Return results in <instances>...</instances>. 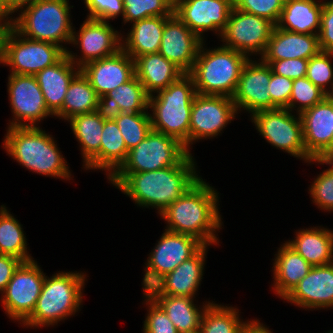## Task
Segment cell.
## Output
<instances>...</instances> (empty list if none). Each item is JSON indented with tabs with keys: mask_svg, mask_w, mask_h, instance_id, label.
Wrapping results in <instances>:
<instances>
[{
	"mask_svg": "<svg viewBox=\"0 0 333 333\" xmlns=\"http://www.w3.org/2000/svg\"><path fill=\"white\" fill-rule=\"evenodd\" d=\"M195 153L177 165L139 173H114L107 181L140 209H155L159 216L201 177Z\"/></svg>",
	"mask_w": 333,
	"mask_h": 333,
	"instance_id": "1",
	"label": "cell"
},
{
	"mask_svg": "<svg viewBox=\"0 0 333 333\" xmlns=\"http://www.w3.org/2000/svg\"><path fill=\"white\" fill-rule=\"evenodd\" d=\"M220 192L201 177L160 215L165 230L196 237L204 245L220 246L218 233L224 229L220 214Z\"/></svg>",
	"mask_w": 333,
	"mask_h": 333,
	"instance_id": "2",
	"label": "cell"
},
{
	"mask_svg": "<svg viewBox=\"0 0 333 333\" xmlns=\"http://www.w3.org/2000/svg\"><path fill=\"white\" fill-rule=\"evenodd\" d=\"M0 145L11 159L29 173L64 181L73 179L74 173L63 156L55 135L42 127H5ZM73 173V174H72Z\"/></svg>",
	"mask_w": 333,
	"mask_h": 333,
	"instance_id": "3",
	"label": "cell"
},
{
	"mask_svg": "<svg viewBox=\"0 0 333 333\" xmlns=\"http://www.w3.org/2000/svg\"><path fill=\"white\" fill-rule=\"evenodd\" d=\"M87 277L89 275L81 270H62L52 276L46 275L36 307L21 327L48 329L77 316L82 311Z\"/></svg>",
	"mask_w": 333,
	"mask_h": 333,
	"instance_id": "4",
	"label": "cell"
},
{
	"mask_svg": "<svg viewBox=\"0 0 333 333\" xmlns=\"http://www.w3.org/2000/svg\"><path fill=\"white\" fill-rule=\"evenodd\" d=\"M201 44L192 70L196 94L222 95L232 98L244 65L250 59L247 55L222 46L220 43L208 47Z\"/></svg>",
	"mask_w": 333,
	"mask_h": 333,
	"instance_id": "5",
	"label": "cell"
},
{
	"mask_svg": "<svg viewBox=\"0 0 333 333\" xmlns=\"http://www.w3.org/2000/svg\"><path fill=\"white\" fill-rule=\"evenodd\" d=\"M195 95L193 78L185 73L148 99L152 129L177 139L188 152L190 115Z\"/></svg>",
	"mask_w": 333,
	"mask_h": 333,
	"instance_id": "6",
	"label": "cell"
},
{
	"mask_svg": "<svg viewBox=\"0 0 333 333\" xmlns=\"http://www.w3.org/2000/svg\"><path fill=\"white\" fill-rule=\"evenodd\" d=\"M69 0H37L22 9L13 20V28L23 37L49 42L68 50L73 20Z\"/></svg>",
	"mask_w": 333,
	"mask_h": 333,
	"instance_id": "7",
	"label": "cell"
},
{
	"mask_svg": "<svg viewBox=\"0 0 333 333\" xmlns=\"http://www.w3.org/2000/svg\"><path fill=\"white\" fill-rule=\"evenodd\" d=\"M248 120L255 126L253 128L259 136L273 148L305 164L312 160L305 150L300 114L287 108H276L255 112Z\"/></svg>",
	"mask_w": 333,
	"mask_h": 333,
	"instance_id": "8",
	"label": "cell"
},
{
	"mask_svg": "<svg viewBox=\"0 0 333 333\" xmlns=\"http://www.w3.org/2000/svg\"><path fill=\"white\" fill-rule=\"evenodd\" d=\"M36 260L22 262L0 294L4 314L20 326L34 311L47 274Z\"/></svg>",
	"mask_w": 333,
	"mask_h": 333,
	"instance_id": "9",
	"label": "cell"
},
{
	"mask_svg": "<svg viewBox=\"0 0 333 333\" xmlns=\"http://www.w3.org/2000/svg\"><path fill=\"white\" fill-rule=\"evenodd\" d=\"M143 265L142 292L194 256L204 244L196 237L163 230Z\"/></svg>",
	"mask_w": 333,
	"mask_h": 333,
	"instance_id": "10",
	"label": "cell"
},
{
	"mask_svg": "<svg viewBox=\"0 0 333 333\" xmlns=\"http://www.w3.org/2000/svg\"><path fill=\"white\" fill-rule=\"evenodd\" d=\"M121 33L122 30L114 28L111 22L85 17L78 30L75 25L73 27L69 46L76 52L69 47L66 55L79 68L112 56L122 49Z\"/></svg>",
	"mask_w": 333,
	"mask_h": 333,
	"instance_id": "11",
	"label": "cell"
},
{
	"mask_svg": "<svg viewBox=\"0 0 333 333\" xmlns=\"http://www.w3.org/2000/svg\"><path fill=\"white\" fill-rule=\"evenodd\" d=\"M238 114L232 98L222 95L194 96L190 115L189 153L194 143L218 138L224 133L228 124L234 122Z\"/></svg>",
	"mask_w": 333,
	"mask_h": 333,
	"instance_id": "12",
	"label": "cell"
},
{
	"mask_svg": "<svg viewBox=\"0 0 333 333\" xmlns=\"http://www.w3.org/2000/svg\"><path fill=\"white\" fill-rule=\"evenodd\" d=\"M7 78V97L12 113L7 127H41L48 117L55 119L47 108L35 75L8 73Z\"/></svg>",
	"mask_w": 333,
	"mask_h": 333,
	"instance_id": "13",
	"label": "cell"
},
{
	"mask_svg": "<svg viewBox=\"0 0 333 333\" xmlns=\"http://www.w3.org/2000/svg\"><path fill=\"white\" fill-rule=\"evenodd\" d=\"M188 153L177 139L152 129L128 152L126 161L115 173H139L175 166Z\"/></svg>",
	"mask_w": 333,
	"mask_h": 333,
	"instance_id": "14",
	"label": "cell"
},
{
	"mask_svg": "<svg viewBox=\"0 0 333 333\" xmlns=\"http://www.w3.org/2000/svg\"><path fill=\"white\" fill-rule=\"evenodd\" d=\"M275 25L262 17L233 7L219 40L222 46L260 58L267 47Z\"/></svg>",
	"mask_w": 333,
	"mask_h": 333,
	"instance_id": "15",
	"label": "cell"
},
{
	"mask_svg": "<svg viewBox=\"0 0 333 333\" xmlns=\"http://www.w3.org/2000/svg\"><path fill=\"white\" fill-rule=\"evenodd\" d=\"M65 54L59 45L25 38L12 28L6 39L3 67H9L10 74L36 75Z\"/></svg>",
	"mask_w": 333,
	"mask_h": 333,
	"instance_id": "16",
	"label": "cell"
},
{
	"mask_svg": "<svg viewBox=\"0 0 333 333\" xmlns=\"http://www.w3.org/2000/svg\"><path fill=\"white\" fill-rule=\"evenodd\" d=\"M233 7L234 0H174L176 16L203 41L209 32L220 38Z\"/></svg>",
	"mask_w": 333,
	"mask_h": 333,
	"instance_id": "17",
	"label": "cell"
},
{
	"mask_svg": "<svg viewBox=\"0 0 333 333\" xmlns=\"http://www.w3.org/2000/svg\"><path fill=\"white\" fill-rule=\"evenodd\" d=\"M271 74V67L260 58L248 60L232 97L238 114L246 113L249 117L255 112L271 109L269 93Z\"/></svg>",
	"mask_w": 333,
	"mask_h": 333,
	"instance_id": "18",
	"label": "cell"
},
{
	"mask_svg": "<svg viewBox=\"0 0 333 333\" xmlns=\"http://www.w3.org/2000/svg\"><path fill=\"white\" fill-rule=\"evenodd\" d=\"M210 245H204L194 256L181 263L172 272L160 278L148 291L149 295H169L195 298L205 272Z\"/></svg>",
	"mask_w": 333,
	"mask_h": 333,
	"instance_id": "19",
	"label": "cell"
},
{
	"mask_svg": "<svg viewBox=\"0 0 333 333\" xmlns=\"http://www.w3.org/2000/svg\"><path fill=\"white\" fill-rule=\"evenodd\" d=\"M300 116L307 155L311 159L333 158V102L326 96Z\"/></svg>",
	"mask_w": 333,
	"mask_h": 333,
	"instance_id": "20",
	"label": "cell"
},
{
	"mask_svg": "<svg viewBox=\"0 0 333 333\" xmlns=\"http://www.w3.org/2000/svg\"><path fill=\"white\" fill-rule=\"evenodd\" d=\"M283 301L305 311L333 309L332 264L312 266Z\"/></svg>",
	"mask_w": 333,
	"mask_h": 333,
	"instance_id": "21",
	"label": "cell"
},
{
	"mask_svg": "<svg viewBox=\"0 0 333 333\" xmlns=\"http://www.w3.org/2000/svg\"><path fill=\"white\" fill-rule=\"evenodd\" d=\"M202 43L203 40L173 13L165 20L159 53L184 73H189Z\"/></svg>",
	"mask_w": 333,
	"mask_h": 333,
	"instance_id": "22",
	"label": "cell"
},
{
	"mask_svg": "<svg viewBox=\"0 0 333 333\" xmlns=\"http://www.w3.org/2000/svg\"><path fill=\"white\" fill-rule=\"evenodd\" d=\"M99 97L129 81L134 75V60L123 49L116 54L95 60L80 68Z\"/></svg>",
	"mask_w": 333,
	"mask_h": 333,
	"instance_id": "23",
	"label": "cell"
},
{
	"mask_svg": "<svg viewBox=\"0 0 333 333\" xmlns=\"http://www.w3.org/2000/svg\"><path fill=\"white\" fill-rule=\"evenodd\" d=\"M272 258L271 291L283 300L310 271L312 266L285 241Z\"/></svg>",
	"mask_w": 333,
	"mask_h": 333,
	"instance_id": "24",
	"label": "cell"
},
{
	"mask_svg": "<svg viewBox=\"0 0 333 333\" xmlns=\"http://www.w3.org/2000/svg\"><path fill=\"white\" fill-rule=\"evenodd\" d=\"M79 144L83 171L100 172V144L104 120L97 111L79 114L66 121Z\"/></svg>",
	"mask_w": 333,
	"mask_h": 333,
	"instance_id": "25",
	"label": "cell"
},
{
	"mask_svg": "<svg viewBox=\"0 0 333 333\" xmlns=\"http://www.w3.org/2000/svg\"><path fill=\"white\" fill-rule=\"evenodd\" d=\"M321 51L318 35L300 34L274 27L261 60H309Z\"/></svg>",
	"mask_w": 333,
	"mask_h": 333,
	"instance_id": "26",
	"label": "cell"
},
{
	"mask_svg": "<svg viewBox=\"0 0 333 333\" xmlns=\"http://www.w3.org/2000/svg\"><path fill=\"white\" fill-rule=\"evenodd\" d=\"M305 228V229H304ZM292 239L285 242L311 266L331 264L333 260V229L318 225L294 231Z\"/></svg>",
	"mask_w": 333,
	"mask_h": 333,
	"instance_id": "27",
	"label": "cell"
},
{
	"mask_svg": "<svg viewBox=\"0 0 333 333\" xmlns=\"http://www.w3.org/2000/svg\"><path fill=\"white\" fill-rule=\"evenodd\" d=\"M79 72L80 68L65 54L57 63L35 75L47 108L54 115L62 108L68 86Z\"/></svg>",
	"mask_w": 333,
	"mask_h": 333,
	"instance_id": "28",
	"label": "cell"
},
{
	"mask_svg": "<svg viewBox=\"0 0 333 333\" xmlns=\"http://www.w3.org/2000/svg\"><path fill=\"white\" fill-rule=\"evenodd\" d=\"M169 16L148 17L133 22L121 33L122 49L133 60L146 54L158 53L164 31L165 20ZM128 30V32H126ZM126 32V33H125Z\"/></svg>",
	"mask_w": 333,
	"mask_h": 333,
	"instance_id": "29",
	"label": "cell"
},
{
	"mask_svg": "<svg viewBox=\"0 0 333 333\" xmlns=\"http://www.w3.org/2000/svg\"><path fill=\"white\" fill-rule=\"evenodd\" d=\"M134 70L135 76L142 83L149 96L165 89L185 74L159 52L135 58Z\"/></svg>",
	"mask_w": 333,
	"mask_h": 333,
	"instance_id": "30",
	"label": "cell"
},
{
	"mask_svg": "<svg viewBox=\"0 0 333 333\" xmlns=\"http://www.w3.org/2000/svg\"><path fill=\"white\" fill-rule=\"evenodd\" d=\"M166 312L179 333H199L202 315L206 307L214 300L206 299L198 304V299L150 295Z\"/></svg>",
	"mask_w": 333,
	"mask_h": 333,
	"instance_id": "31",
	"label": "cell"
},
{
	"mask_svg": "<svg viewBox=\"0 0 333 333\" xmlns=\"http://www.w3.org/2000/svg\"><path fill=\"white\" fill-rule=\"evenodd\" d=\"M323 0H285L276 26L300 34L319 35Z\"/></svg>",
	"mask_w": 333,
	"mask_h": 333,
	"instance_id": "32",
	"label": "cell"
},
{
	"mask_svg": "<svg viewBox=\"0 0 333 333\" xmlns=\"http://www.w3.org/2000/svg\"><path fill=\"white\" fill-rule=\"evenodd\" d=\"M229 305L211 302L202 315L199 333H247L260 319H244L237 305Z\"/></svg>",
	"mask_w": 333,
	"mask_h": 333,
	"instance_id": "33",
	"label": "cell"
},
{
	"mask_svg": "<svg viewBox=\"0 0 333 333\" xmlns=\"http://www.w3.org/2000/svg\"><path fill=\"white\" fill-rule=\"evenodd\" d=\"M99 95L80 71L70 82L62 108L54 115L66 123L75 115L97 111Z\"/></svg>",
	"mask_w": 333,
	"mask_h": 333,
	"instance_id": "34",
	"label": "cell"
},
{
	"mask_svg": "<svg viewBox=\"0 0 333 333\" xmlns=\"http://www.w3.org/2000/svg\"><path fill=\"white\" fill-rule=\"evenodd\" d=\"M10 211L6 204L0 205V254L16 257L22 262L32 261L36 258L29 251L23 225Z\"/></svg>",
	"mask_w": 333,
	"mask_h": 333,
	"instance_id": "35",
	"label": "cell"
},
{
	"mask_svg": "<svg viewBox=\"0 0 333 333\" xmlns=\"http://www.w3.org/2000/svg\"><path fill=\"white\" fill-rule=\"evenodd\" d=\"M128 150L115 120L104 121L100 144V171L107 180L126 161Z\"/></svg>",
	"mask_w": 333,
	"mask_h": 333,
	"instance_id": "36",
	"label": "cell"
},
{
	"mask_svg": "<svg viewBox=\"0 0 333 333\" xmlns=\"http://www.w3.org/2000/svg\"><path fill=\"white\" fill-rule=\"evenodd\" d=\"M323 165L326 167L322 172L317 173L313 177V181H310L308 187L309 198L319 210L326 213L333 212V158H316L306 163V166L310 165ZM326 165V166H324Z\"/></svg>",
	"mask_w": 333,
	"mask_h": 333,
	"instance_id": "37",
	"label": "cell"
},
{
	"mask_svg": "<svg viewBox=\"0 0 333 333\" xmlns=\"http://www.w3.org/2000/svg\"><path fill=\"white\" fill-rule=\"evenodd\" d=\"M106 95L117 102L122 113H149V95L135 75Z\"/></svg>",
	"mask_w": 333,
	"mask_h": 333,
	"instance_id": "38",
	"label": "cell"
},
{
	"mask_svg": "<svg viewBox=\"0 0 333 333\" xmlns=\"http://www.w3.org/2000/svg\"><path fill=\"white\" fill-rule=\"evenodd\" d=\"M122 28L148 17L170 16L174 13V0H123ZM124 24V25H123Z\"/></svg>",
	"mask_w": 333,
	"mask_h": 333,
	"instance_id": "39",
	"label": "cell"
},
{
	"mask_svg": "<svg viewBox=\"0 0 333 333\" xmlns=\"http://www.w3.org/2000/svg\"><path fill=\"white\" fill-rule=\"evenodd\" d=\"M115 121L128 151L135 148L152 130L149 113H121Z\"/></svg>",
	"mask_w": 333,
	"mask_h": 333,
	"instance_id": "40",
	"label": "cell"
},
{
	"mask_svg": "<svg viewBox=\"0 0 333 333\" xmlns=\"http://www.w3.org/2000/svg\"><path fill=\"white\" fill-rule=\"evenodd\" d=\"M326 97V93L315 86L307 77L293 80L291 97L286 107L293 113L301 114L308 108L313 107Z\"/></svg>",
	"mask_w": 333,
	"mask_h": 333,
	"instance_id": "41",
	"label": "cell"
},
{
	"mask_svg": "<svg viewBox=\"0 0 333 333\" xmlns=\"http://www.w3.org/2000/svg\"><path fill=\"white\" fill-rule=\"evenodd\" d=\"M142 293V308L147 312L141 333H179L163 308L147 292Z\"/></svg>",
	"mask_w": 333,
	"mask_h": 333,
	"instance_id": "42",
	"label": "cell"
},
{
	"mask_svg": "<svg viewBox=\"0 0 333 333\" xmlns=\"http://www.w3.org/2000/svg\"><path fill=\"white\" fill-rule=\"evenodd\" d=\"M306 77L327 94L333 86V52L320 51L311 57Z\"/></svg>",
	"mask_w": 333,
	"mask_h": 333,
	"instance_id": "43",
	"label": "cell"
},
{
	"mask_svg": "<svg viewBox=\"0 0 333 333\" xmlns=\"http://www.w3.org/2000/svg\"><path fill=\"white\" fill-rule=\"evenodd\" d=\"M285 0H234V7L271 21H279Z\"/></svg>",
	"mask_w": 333,
	"mask_h": 333,
	"instance_id": "44",
	"label": "cell"
},
{
	"mask_svg": "<svg viewBox=\"0 0 333 333\" xmlns=\"http://www.w3.org/2000/svg\"><path fill=\"white\" fill-rule=\"evenodd\" d=\"M87 11L86 18L113 22L124 17L123 0H81Z\"/></svg>",
	"mask_w": 333,
	"mask_h": 333,
	"instance_id": "45",
	"label": "cell"
},
{
	"mask_svg": "<svg viewBox=\"0 0 333 333\" xmlns=\"http://www.w3.org/2000/svg\"><path fill=\"white\" fill-rule=\"evenodd\" d=\"M271 67L273 73L295 80L306 77L308 60L295 58L283 60H262Z\"/></svg>",
	"mask_w": 333,
	"mask_h": 333,
	"instance_id": "46",
	"label": "cell"
},
{
	"mask_svg": "<svg viewBox=\"0 0 333 333\" xmlns=\"http://www.w3.org/2000/svg\"><path fill=\"white\" fill-rule=\"evenodd\" d=\"M293 80L272 72L269 82L271 109L286 108L291 97Z\"/></svg>",
	"mask_w": 333,
	"mask_h": 333,
	"instance_id": "47",
	"label": "cell"
},
{
	"mask_svg": "<svg viewBox=\"0 0 333 333\" xmlns=\"http://www.w3.org/2000/svg\"><path fill=\"white\" fill-rule=\"evenodd\" d=\"M318 37L321 51L333 52V1L323 0Z\"/></svg>",
	"mask_w": 333,
	"mask_h": 333,
	"instance_id": "48",
	"label": "cell"
},
{
	"mask_svg": "<svg viewBox=\"0 0 333 333\" xmlns=\"http://www.w3.org/2000/svg\"><path fill=\"white\" fill-rule=\"evenodd\" d=\"M21 263L22 261L16 257L0 254V294L5 290L14 271Z\"/></svg>",
	"mask_w": 333,
	"mask_h": 333,
	"instance_id": "49",
	"label": "cell"
},
{
	"mask_svg": "<svg viewBox=\"0 0 333 333\" xmlns=\"http://www.w3.org/2000/svg\"><path fill=\"white\" fill-rule=\"evenodd\" d=\"M97 112L104 121L115 120L122 113L117 102L107 95L100 97Z\"/></svg>",
	"mask_w": 333,
	"mask_h": 333,
	"instance_id": "50",
	"label": "cell"
},
{
	"mask_svg": "<svg viewBox=\"0 0 333 333\" xmlns=\"http://www.w3.org/2000/svg\"><path fill=\"white\" fill-rule=\"evenodd\" d=\"M13 28L12 18L0 15V65H4L6 39Z\"/></svg>",
	"mask_w": 333,
	"mask_h": 333,
	"instance_id": "51",
	"label": "cell"
},
{
	"mask_svg": "<svg viewBox=\"0 0 333 333\" xmlns=\"http://www.w3.org/2000/svg\"><path fill=\"white\" fill-rule=\"evenodd\" d=\"M37 0H8V17L13 18L22 9L30 6Z\"/></svg>",
	"mask_w": 333,
	"mask_h": 333,
	"instance_id": "52",
	"label": "cell"
},
{
	"mask_svg": "<svg viewBox=\"0 0 333 333\" xmlns=\"http://www.w3.org/2000/svg\"><path fill=\"white\" fill-rule=\"evenodd\" d=\"M258 320L253 327L247 333H273V329H270L269 326Z\"/></svg>",
	"mask_w": 333,
	"mask_h": 333,
	"instance_id": "53",
	"label": "cell"
},
{
	"mask_svg": "<svg viewBox=\"0 0 333 333\" xmlns=\"http://www.w3.org/2000/svg\"><path fill=\"white\" fill-rule=\"evenodd\" d=\"M0 15L8 17V0H0Z\"/></svg>",
	"mask_w": 333,
	"mask_h": 333,
	"instance_id": "54",
	"label": "cell"
},
{
	"mask_svg": "<svg viewBox=\"0 0 333 333\" xmlns=\"http://www.w3.org/2000/svg\"><path fill=\"white\" fill-rule=\"evenodd\" d=\"M326 96L333 102V86L331 90L326 94Z\"/></svg>",
	"mask_w": 333,
	"mask_h": 333,
	"instance_id": "55",
	"label": "cell"
},
{
	"mask_svg": "<svg viewBox=\"0 0 333 333\" xmlns=\"http://www.w3.org/2000/svg\"><path fill=\"white\" fill-rule=\"evenodd\" d=\"M325 333H333V329L331 330H329V331H326Z\"/></svg>",
	"mask_w": 333,
	"mask_h": 333,
	"instance_id": "56",
	"label": "cell"
}]
</instances>
